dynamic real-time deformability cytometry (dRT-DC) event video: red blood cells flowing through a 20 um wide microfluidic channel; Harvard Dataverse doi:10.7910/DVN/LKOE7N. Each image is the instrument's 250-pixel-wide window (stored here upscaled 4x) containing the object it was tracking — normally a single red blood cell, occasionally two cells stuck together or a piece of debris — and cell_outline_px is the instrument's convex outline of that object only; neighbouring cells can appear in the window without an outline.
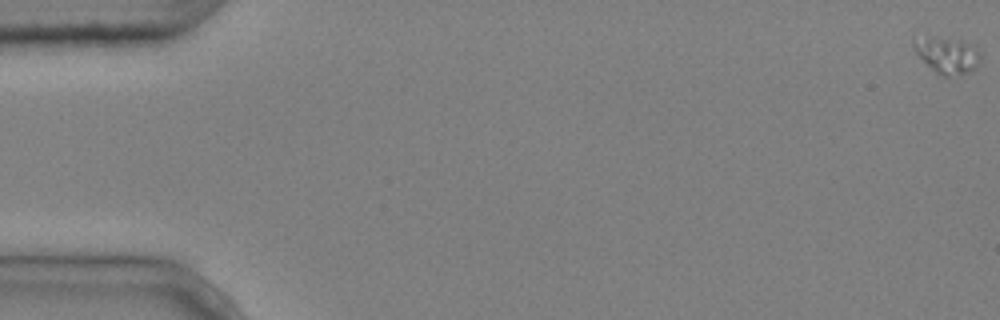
{"species": "common noctule bat (a hibernating species)", "species_latin": "Nyctalus noctula", "temperature_condition": "cold", "stored_images_in_passage": 9, "camera_frame_rate_fps": 3000, "um_per_image_px": 0.085, "animal": {"sex": "male", "body_mass_g": 20.4}, "frame": {"image": 1, "passage_image": 1, "time_ms": 0.0, "image_size_px": [1000, 320], "cell_outline_px": [[980, 60], [976, 68], [968, 72], [948, 76], [940, 76], [916, 52], [912, 40], [912, 36], [928, 36], [960, 40], [976, 44], [980, 52]], "centroid_in_image_um": [80.53, 4.64], "position_along_channel_um": 4.5, "area_um2": 14.22}}
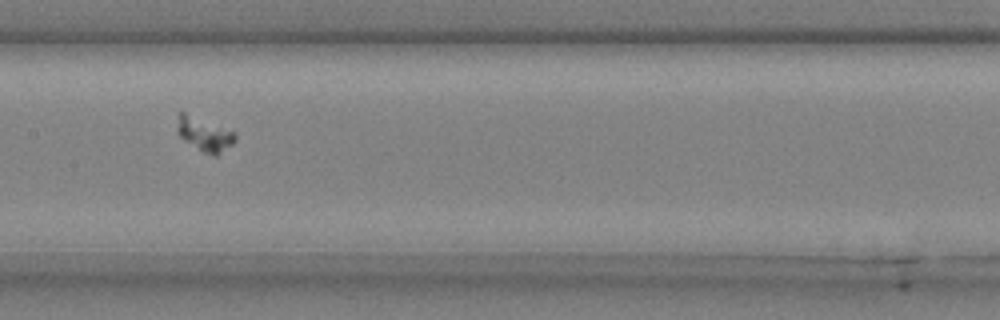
{"frame": {"image": 2, "passage_image": 9, "time_ms": 2.667, "image_size_px": [1000, 320], "cell_outline_px": [[236, 140], [232, 144], [216, 156], [204, 152], [184, 140], [176, 132], [176, 128], [180, 112], [184, 112], [236, 132]], "centroid_in_image_um": [17.39, 11.4], "position_along_channel_um": 190.0, "area_um2": 11.21}}